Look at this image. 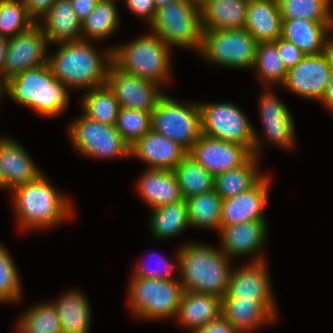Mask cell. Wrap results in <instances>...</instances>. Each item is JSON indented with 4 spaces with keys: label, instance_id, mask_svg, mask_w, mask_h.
<instances>
[{
    "label": "cell",
    "instance_id": "6da1fadb",
    "mask_svg": "<svg viewBox=\"0 0 333 333\" xmlns=\"http://www.w3.org/2000/svg\"><path fill=\"white\" fill-rule=\"evenodd\" d=\"M16 220L22 231L48 229L73 217L71 199L49 182L44 173L11 191Z\"/></svg>",
    "mask_w": 333,
    "mask_h": 333
},
{
    "label": "cell",
    "instance_id": "7a4b0ae2",
    "mask_svg": "<svg viewBox=\"0 0 333 333\" xmlns=\"http://www.w3.org/2000/svg\"><path fill=\"white\" fill-rule=\"evenodd\" d=\"M56 45H59L56 52L48 55V65L60 83L71 90H89L106 84L112 63L111 48L106 49L103 56L91 41L79 40Z\"/></svg>",
    "mask_w": 333,
    "mask_h": 333
},
{
    "label": "cell",
    "instance_id": "3957f363",
    "mask_svg": "<svg viewBox=\"0 0 333 333\" xmlns=\"http://www.w3.org/2000/svg\"><path fill=\"white\" fill-rule=\"evenodd\" d=\"M179 248V280L183 291L223 298L233 266L219 247L186 243Z\"/></svg>",
    "mask_w": 333,
    "mask_h": 333
},
{
    "label": "cell",
    "instance_id": "277c9868",
    "mask_svg": "<svg viewBox=\"0 0 333 333\" xmlns=\"http://www.w3.org/2000/svg\"><path fill=\"white\" fill-rule=\"evenodd\" d=\"M53 75L48 63L28 69L8 81L10 99L45 118L61 115L69 105V91Z\"/></svg>",
    "mask_w": 333,
    "mask_h": 333
},
{
    "label": "cell",
    "instance_id": "5b68a950",
    "mask_svg": "<svg viewBox=\"0 0 333 333\" xmlns=\"http://www.w3.org/2000/svg\"><path fill=\"white\" fill-rule=\"evenodd\" d=\"M112 63L121 71L159 86L171 81V47L149 32L126 44L110 47Z\"/></svg>",
    "mask_w": 333,
    "mask_h": 333
},
{
    "label": "cell",
    "instance_id": "8992f818",
    "mask_svg": "<svg viewBox=\"0 0 333 333\" xmlns=\"http://www.w3.org/2000/svg\"><path fill=\"white\" fill-rule=\"evenodd\" d=\"M198 104L202 135L240 144L260 159L265 141L242 109L230 102Z\"/></svg>",
    "mask_w": 333,
    "mask_h": 333
},
{
    "label": "cell",
    "instance_id": "52a82bcc",
    "mask_svg": "<svg viewBox=\"0 0 333 333\" xmlns=\"http://www.w3.org/2000/svg\"><path fill=\"white\" fill-rule=\"evenodd\" d=\"M150 32L157 35L169 47L200 51L203 28L201 9L190 0H178L156 9Z\"/></svg>",
    "mask_w": 333,
    "mask_h": 333
},
{
    "label": "cell",
    "instance_id": "ba28073f",
    "mask_svg": "<svg viewBox=\"0 0 333 333\" xmlns=\"http://www.w3.org/2000/svg\"><path fill=\"white\" fill-rule=\"evenodd\" d=\"M128 306L133 316L146 320L176 317L183 294L180 280L130 277Z\"/></svg>",
    "mask_w": 333,
    "mask_h": 333
},
{
    "label": "cell",
    "instance_id": "9c48e42d",
    "mask_svg": "<svg viewBox=\"0 0 333 333\" xmlns=\"http://www.w3.org/2000/svg\"><path fill=\"white\" fill-rule=\"evenodd\" d=\"M151 129L189 152L202 135L198 102L183 103L164 94L151 113Z\"/></svg>",
    "mask_w": 333,
    "mask_h": 333
},
{
    "label": "cell",
    "instance_id": "30bf717a",
    "mask_svg": "<svg viewBox=\"0 0 333 333\" xmlns=\"http://www.w3.org/2000/svg\"><path fill=\"white\" fill-rule=\"evenodd\" d=\"M258 42L245 29L203 30L198 53L207 62L228 68H252Z\"/></svg>",
    "mask_w": 333,
    "mask_h": 333
},
{
    "label": "cell",
    "instance_id": "8fae6325",
    "mask_svg": "<svg viewBox=\"0 0 333 333\" xmlns=\"http://www.w3.org/2000/svg\"><path fill=\"white\" fill-rule=\"evenodd\" d=\"M68 135L76 151L88 158H130V145L115 125H106L82 114L68 128Z\"/></svg>",
    "mask_w": 333,
    "mask_h": 333
},
{
    "label": "cell",
    "instance_id": "7c38bea8",
    "mask_svg": "<svg viewBox=\"0 0 333 333\" xmlns=\"http://www.w3.org/2000/svg\"><path fill=\"white\" fill-rule=\"evenodd\" d=\"M48 45V40L38 24H35L28 31L8 38L4 78L9 81L28 69L47 64Z\"/></svg>",
    "mask_w": 333,
    "mask_h": 333
},
{
    "label": "cell",
    "instance_id": "4fadbf2b",
    "mask_svg": "<svg viewBox=\"0 0 333 333\" xmlns=\"http://www.w3.org/2000/svg\"><path fill=\"white\" fill-rule=\"evenodd\" d=\"M108 86L113 90L120 107L153 112L159 99L165 94L158 84L128 74L110 64Z\"/></svg>",
    "mask_w": 333,
    "mask_h": 333
},
{
    "label": "cell",
    "instance_id": "5bb4252c",
    "mask_svg": "<svg viewBox=\"0 0 333 333\" xmlns=\"http://www.w3.org/2000/svg\"><path fill=\"white\" fill-rule=\"evenodd\" d=\"M266 262L248 260V263L234 267L227 293L222 299L263 300L277 314Z\"/></svg>",
    "mask_w": 333,
    "mask_h": 333
},
{
    "label": "cell",
    "instance_id": "9a60e30c",
    "mask_svg": "<svg viewBox=\"0 0 333 333\" xmlns=\"http://www.w3.org/2000/svg\"><path fill=\"white\" fill-rule=\"evenodd\" d=\"M332 72L324 53L305 55L295 67L288 69L282 87L302 98L321 102Z\"/></svg>",
    "mask_w": 333,
    "mask_h": 333
},
{
    "label": "cell",
    "instance_id": "2e32d148",
    "mask_svg": "<svg viewBox=\"0 0 333 333\" xmlns=\"http://www.w3.org/2000/svg\"><path fill=\"white\" fill-rule=\"evenodd\" d=\"M266 222L267 220H252L220 228L219 249L229 259L251 256L250 262L264 261V255L260 251L268 234Z\"/></svg>",
    "mask_w": 333,
    "mask_h": 333
},
{
    "label": "cell",
    "instance_id": "e0dca14e",
    "mask_svg": "<svg viewBox=\"0 0 333 333\" xmlns=\"http://www.w3.org/2000/svg\"><path fill=\"white\" fill-rule=\"evenodd\" d=\"M188 154L214 177L243 164L252 153L244 146L201 135Z\"/></svg>",
    "mask_w": 333,
    "mask_h": 333
},
{
    "label": "cell",
    "instance_id": "ac0fdd59",
    "mask_svg": "<svg viewBox=\"0 0 333 333\" xmlns=\"http://www.w3.org/2000/svg\"><path fill=\"white\" fill-rule=\"evenodd\" d=\"M271 181L269 176L265 175L248 191L223 199L220 228L252 220H266L263 212L270 196Z\"/></svg>",
    "mask_w": 333,
    "mask_h": 333
},
{
    "label": "cell",
    "instance_id": "d6986e66",
    "mask_svg": "<svg viewBox=\"0 0 333 333\" xmlns=\"http://www.w3.org/2000/svg\"><path fill=\"white\" fill-rule=\"evenodd\" d=\"M259 100V113L266 142L293 149L296 141L295 126L288 107L270 89H265Z\"/></svg>",
    "mask_w": 333,
    "mask_h": 333
},
{
    "label": "cell",
    "instance_id": "ffe728a7",
    "mask_svg": "<svg viewBox=\"0 0 333 333\" xmlns=\"http://www.w3.org/2000/svg\"><path fill=\"white\" fill-rule=\"evenodd\" d=\"M187 154L178 143L152 129L130 147V156L147 163V169L174 170Z\"/></svg>",
    "mask_w": 333,
    "mask_h": 333
},
{
    "label": "cell",
    "instance_id": "44dd1931",
    "mask_svg": "<svg viewBox=\"0 0 333 333\" xmlns=\"http://www.w3.org/2000/svg\"><path fill=\"white\" fill-rule=\"evenodd\" d=\"M0 170L10 192L43 174L25 148L5 136L0 137Z\"/></svg>",
    "mask_w": 333,
    "mask_h": 333
},
{
    "label": "cell",
    "instance_id": "7402d4cb",
    "mask_svg": "<svg viewBox=\"0 0 333 333\" xmlns=\"http://www.w3.org/2000/svg\"><path fill=\"white\" fill-rule=\"evenodd\" d=\"M277 315L263 300L222 299V316L239 332L273 324Z\"/></svg>",
    "mask_w": 333,
    "mask_h": 333
},
{
    "label": "cell",
    "instance_id": "603a6c76",
    "mask_svg": "<svg viewBox=\"0 0 333 333\" xmlns=\"http://www.w3.org/2000/svg\"><path fill=\"white\" fill-rule=\"evenodd\" d=\"M37 24L49 45L82 40V22L76 16L70 0H56Z\"/></svg>",
    "mask_w": 333,
    "mask_h": 333
},
{
    "label": "cell",
    "instance_id": "cb8c5ba5",
    "mask_svg": "<svg viewBox=\"0 0 333 333\" xmlns=\"http://www.w3.org/2000/svg\"><path fill=\"white\" fill-rule=\"evenodd\" d=\"M136 185L139 195L151 209L183 199L173 170L146 168Z\"/></svg>",
    "mask_w": 333,
    "mask_h": 333
},
{
    "label": "cell",
    "instance_id": "d4e9b609",
    "mask_svg": "<svg viewBox=\"0 0 333 333\" xmlns=\"http://www.w3.org/2000/svg\"><path fill=\"white\" fill-rule=\"evenodd\" d=\"M333 29V22L307 19H282L281 38L295 44L305 55L324 52L325 39Z\"/></svg>",
    "mask_w": 333,
    "mask_h": 333
},
{
    "label": "cell",
    "instance_id": "484cf974",
    "mask_svg": "<svg viewBox=\"0 0 333 333\" xmlns=\"http://www.w3.org/2000/svg\"><path fill=\"white\" fill-rule=\"evenodd\" d=\"M221 315V298L209 294L184 291L175 318L182 326L193 331Z\"/></svg>",
    "mask_w": 333,
    "mask_h": 333
},
{
    "label": "cell",
    "instance_id": "4316f807",
    "mask_svg": "<svg viewBox=\"0 0 333 333\" xmlns=\"http://www.w3.org/2000/svg\"><path fill=\"white\" fill-rule=\"evenodd\" d=\"M245 29L260 42H275L281 37L282 17L278 0H250Z\"/></svg>",
    "mask_w": 333,
    "mask_h": 333
},
{
    "label": "cell",
    "instance_id": "83f0119b",
    "mask_svg": "<svg viewBox=\"0 0 333 333\" xmlns=\"http://www.w3.org/2000/svg\"><path fill=\"white\" fill-rule=\"evenodd\" d=\"M63 333H89L92 318L90 303L84 293L70 290L52 301Z\"/></svg>",
    "mask_w": 333,
    "mask_h": 333
},
{
    "label": "cell",
    "instance_id": "f1b7e54d",
    "mask_svg": "<svg viewBox=\"0 0 333 333\" xmlns=\"http://www.w3.org/2000/svg\"><path fill=\"white\" fill-rule=\"evenodd\" d=\"M250 0H211L201 9L203 30L245 28Z\"/></svg>",
    "mask_w": 333,
    "mask_h": 333
},
{
    "label": "cell",
    "instance_id": "f546056e",
    "mask_svg": "<svg viewBox=\"0 0 333 333\" xmlns=\"http://www.w3.org/2000/svg\"><path fill=\"white\" fill-rule=\"evenodd\" d=\"M258 157L252 154L243 164L218 174L214 179V190L222 199L246 192L265 175L259 172Z\"/></svg>",
    "mask_w": 333,
    "mask_h": 333
},
{
    "label": "cell",
    "instance_id": "4dcf8cb0",
    "mask_svg": "<svg viewBox=\"0 0 333 333\" xmlns=\"http://www.w3.org/2000/svg\"><path fill=\"white\" fill-rule=\"evenodd\" d=\"M151 210L148 225L153 237L158 240L175 237L190 227L185 199Z\"/></svg>",
    "mask_w": 333,
    "mask_h": 333
},
{
    "label": "cell",
    "instance_id": "1f68e13d",
    "mask_svg": "<svg viewBox=\"0 0 333 333\" xmlns=\"http://www.w3.org/2000/svg\"><path fill=\"white\" fill-rule=\"evenodd\" d=\"M81 98L83 114L89 119L106 125L116 124L121 107L107 83L87 90Z\"/></svg>",
    "mask_w": 333,
    "mask_h": 333
},
{
    "label": "cell",
    "instance_id": "d6a6232c",
    "mask_svg": "<svg viewBox=\"0 0 333 333\" xmlns=\"http://www.w3.org/2000/svg\"><path fill=\"white\" fill-rule=\"evenodd\" d=\"M118 0H99L89 16L82 21V40L99 41L118 29L120 19L116 8Z\"/></svg>",
    "mask_w": 333,
    "mask_h": 333
},
{
    "label": "cell",
    "instance_id": "836d02e7",
    "mask_svg": "<svg viewBox=\"0 0 333 333\" xmlns=\"http://www.w3.org/2000/svg\"><path fill=\"white\" fill-rule=\"evenodd\" d=\"M186 200L190 228L215 229L219 232L222 198L213 189Z\"/></svg>",
    "mask_w": 333,
    "mask_h": 333
},
{
    "label": "cell",
    "instance_id": "e575fe53",
    "mask_svg": "<svg viewBox=\"0 0 333 333\" xmlns=\"http://www.w3.org/2000/svg\"><path fill=\"white\" fill-rule=\"evenodd\" d=\"M183 199L214 189L215 177L187 154L173 170Z\"/></svg>",
    "mask_w": 333,
    "mask_h": 333
},
{
    "label": "cell",
    "instance_id": "d590c367",
    "mask_svg": "<svg viewBox=\"0 0 333 333\" xmlns=\"http://www.w3.org/2000/svg\"><path fill=\"white\" fill-rule=\"evenodd\" d=\"M252 69L258 72L257 75L263 80V86L267 89L274 84L282 86L288 71L279 56L275 42H260L257 44Z\"/></svg>",
    "mask_w": 333,
    "mask_h": 333
},
{
    "label": "cell",
    "instance_id": "8d00e7d4",
    "mask_svg": "<svg viewBox=\"0 0 333 333\" xmlns=\"http://www.w3.org/2000/svg\"><path fill=\"white\" fill-rule=\"evenodd\" d=\"M25 311L18 319L14 333H63L52 302L35 304Z\"/></svg>",
    "mask_w": 333,
    "mask_h": 333
},
{
    "label": "cell",
    "instance_id": "74e56055",
    "mask_svg": "<svg viewBox=\"0 0 333 333\" xmlns=\"http://www.w3.org/2000/svg\"><path fill=\"white\" fill-rule=\"evenodd\" d=\"M278 3L282 19L333 22L332 0H278Z\"/></svg>",
    "mask_w": 333,
    "mask_h": 333
},
{
    "label": "cell",
    "instance_id": "f35d334b",
    "mask_svg": "<svg viewBox=\"0 0 333 333\" xmlns=\"http://www.w3.org/2000/svg\"><path fill=\"white\" fill-rule=\"evenodd\" d=\"M35 24L23 0H0V37L12 38Z\"/></svg>",
    "mask_w": 333,
    "mask_h": 333
},
{
    "label": "cell",
    "instance_id": "ab89813d",
    "mask_svg": "<svg viewBox=\"0 0 333 333\" xmlns=\"http://www.w3.org/2000/svg\"><path fill=\"white\" fill-rule=\"evenodd\" d=\"M115 126L131 147L151 130V112L121 107Z\"/></svg>",
    "mask_w": 333,
    "mask_h": 333
},
{
    "label": "cell",
    "instance_id": "60d3db41",
    "mask_svg": "<svg viewBox=\"0 0 333 333\" xmlns=\"http://www.w3.org/2000/svg\"><path fill=\"white\" fill-rule=\"evenodd\" d=\"M21 283L14 260L0 243V304L18 302L23 292Z\"/></svg>",
    "mask_w": 333,
    "mask_h": 333
},
{
    "label": "cell",
    "instance_id": "b9f144b4",
    "mask_svg": "<svg viewBox=\"0 0 333 333\" xmlns=\"http://www.w3.org/2000/svg\"><path fill=\"white\" fill-rule=\"evenodd\" d=\"M177 264H172L168 262L166 258H162L161 256L160 263L158 266H149L146 263L140 261L137 266L132 270L131 277H140V278H152V279H162V280H179V277L174 278L173 271L179 269V250L177 251ZM152 258L153 253L151 254ZM159 267V268H158Z\"/></svg>",
    "mask_w": 333,
    "mask_h": 333
},
{
    "label": "cell",
    "instance_id": "7bdbcfd3",
    "mask_svg": "<svg viewBox=\"0 0 333 333\" xmlns=\"http://www.w3.org/2000/svg\"><path fill=\"white\" fill-rule=\"evenodd\" d=\"M277 44L279 56L287 69L295 67L304 57L305 54L292 42L279 37Z\"/></svg>",
    "mask_w": 333,
    "mask_h": 333
},
{
    "label": "cell",
    "instance_id": "ee69618b",
    "mask_svg": "<svg viewBox=\"0 0 333 333\" xmlns=\"http://www.w3.org/2000/svg\"><path fill=\"white\" fill-rule=\"evenodd\" d=\"M124 2L130 12L145 19L149 25L154 20L156 14L154 0H124Z\"/></svg>",
    "mask_w": 333,
    "mask_h": 333
},
{
    "label": "cell",
    "instance_id": "f6af8a7d",
    "mask_svg": "<svg viewBox=\"0 0 333 333\" xmlns=\"http://www.w3.org/2000/svg\"><path fill=\"white\" fill-rule=\"evenodd\" d=\"M190 333H239L222 315Z\"/></svg>",
    "mask_w": 333,
    "mask_h": 333
},
{
    "label": "cell",
    "instance_id": "bcb514c9",
    "mask_svg": "<svg viewBox=\"0 0 333 333\" xmlns=\"http://www.w3.org/2000/svg\"><path fill=\"white\" fill-rule=\"evenodd\" d=\"M29 15L36 23L47 13L56 0H23Z\"/></svg>",
    "mask_w": 333,
    "mask_h": 333
},
{
    "label": "cell",
    "instance_id": "7dc6e473",
    "mask_svg": "<svg viewBox=\"0 0 333 333\" xmlns=\"http://www.w3.org/2000/svg\"><path fill=\"white\" fill-rule=\"evenodd\" d=\"M98 1L99 0H70L73 10L81 22L89 16Z\"/></svg>",
    "mask_w": 333,
    "mask_h": 333
},
{
    "label": "cell",
    "instance_id": "c3c4849f",
    "mask_svg": "<svg viewBox=\"0 0 333 333\" xmlns=\"http://www.w3.org/2000/svg\"><path fill=\"white\" fill-rule=\"evenodd\" d=\"M323 106L327 108L331 113H333V72L331 74L330 80L327 83L326 90L321 100Z\"/></svg>",
    "mask_w": 333,
    "mask_h": 333
},
{
    "label": "cell",
    "instance_id": "681fc988",
    "mask_svg": "<svg viewBox=\"0 0 333 333\" xmlns=\"http://www.w3.org/2000/svg\"><path fill=\"white\" fill-rule=\"evenodd\" d=\"M333 29L329 31L327 34V37L325 39V46H324V54L326 55L328 62L332 68L333 71V35L330 36V32H332Z\"/></svg>",
    "mask_w": 333,
    "mask_h": 333
},
{
    "label": "cell",
    "instance_id": "f907efd6",
    "mask_svg": "<svg viewBox=\"0 0 333 333\" xmlns=\"http://www.w3.org/2000/svg\"><path fill=\"white\" fill-rule=\"evenodd\" d=\"M8 39L0 37V75H3Z\"/></svg>",
    "mask_w": 333,
    "mask_h": 333
},
{
    "label": "cell",
    "instance_id": "816d5d0a",
    "mask_svg": "<svg viewBox=\"0 0 333 333\" xmlns=\"http://www.w3.org/2000/svg\"><path fill=\"white\" fill-rule=\"evenodd\" d=\"M8 94V81L4 78L3 75H0V100L3 94Z\"/></svg>",
    "mask_w": 333,
    "mask_h": 333
},
{
    "label": "cell",
    "instance_id": "f5cc1de1",
    "mask_svg": "<svg viewBox=\"0 0 333 333\" xmlns=\"http://www.w3.org/2000/svg\"><path fill=\"white\" fill-rule=\"evenodd\" d=\"M178 0H154V4L156 6V9L166 6L170 3L176 2Z\"/></svg>",
    "mask_w": 333,
    "mask_h": 333
},
{
    "label": "cell",
    "instance_id": "db71d44e",
    "mask_svg": "<svg viewBox=\"0 0 333 333\" xmlns=\"http://www.w3.org/2000/svg\"><path fill=\"white\" fill-rule=\"evenodd\" d=\"M193 5L202 9L211 0H190Z\"/></svg>",
    "mask_w": 333,
    "mask_h": 333
},
{
    "label": "cell",
    "instance_id": "11a10c76",
    "mask_svg": "<svg viewBox=\"0 0 333 333\" xmlns=\"http://www.w3.org/2000/svg\"><path fill=\"white\" fill-rule=\"evenodd\" d=\"M2 188L8 189L6 181H5V179L3 177V174H2V172L0 170V189H2Z\"/></svg>",
    "mask_w": 333,
    "mask_h": 333
}]
</instances>
